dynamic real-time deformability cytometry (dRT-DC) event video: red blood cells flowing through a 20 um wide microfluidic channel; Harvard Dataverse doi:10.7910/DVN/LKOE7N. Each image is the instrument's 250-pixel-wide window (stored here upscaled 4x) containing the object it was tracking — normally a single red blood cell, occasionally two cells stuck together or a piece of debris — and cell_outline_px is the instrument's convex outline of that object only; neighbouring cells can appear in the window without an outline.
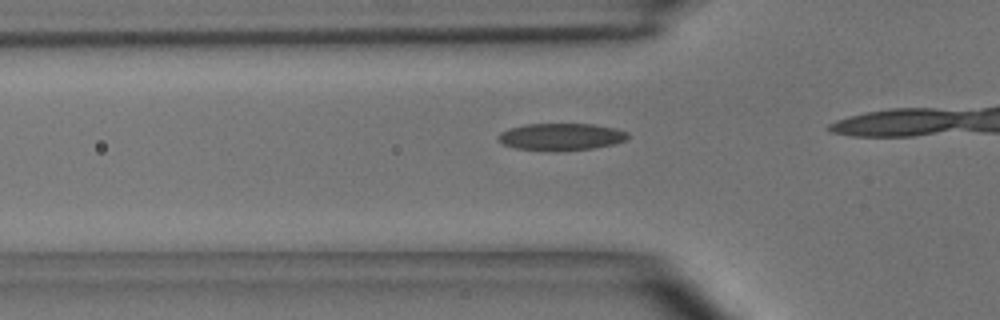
{"species": "common noctule bat (a hibernating species)", "species_latin": "Nyctalus noctula", "temperature_condition": "room temperature", "stored_images_in_passage": 18, "camera_frame_rate_fps": 3000, "um_per_image_px": 0.085, "animal": {"sex": "male", "body_mass_g": 15.6}, "frame": {"image": 1, "passage_image": 11, "time_ms": 3.333, "image_size_px": [1000, 320], "cell_outline_px": [[628, 140], [616, 144], [592, 148], [556, 152], [548, 152], [516, 148], [504, 144], [496, 136], [500, 132], [508, 128], [524, 124], [592, 124], [616, 128], [628, 132]], "centroid_in_image_um": [47.7, 11.64], "position_along_channel_um": 78.1, "area_um2": 20.87}}